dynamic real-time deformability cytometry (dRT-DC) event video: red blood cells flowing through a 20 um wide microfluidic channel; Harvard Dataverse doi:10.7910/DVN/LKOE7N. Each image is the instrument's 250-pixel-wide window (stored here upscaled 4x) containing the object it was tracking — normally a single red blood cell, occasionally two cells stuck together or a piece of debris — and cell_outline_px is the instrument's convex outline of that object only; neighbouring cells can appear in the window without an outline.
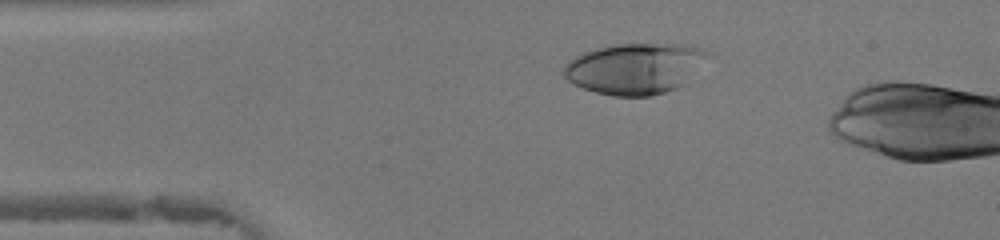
{"species": "human", "species_latin": "Homo sapiens", "temperature_condition": "warm", "stored_images_in_passage": 37, "camera_frame_rate_fps": 3000, "um_per_image_px": 0.085, "donor": {"sex": "female"}, "frame": {"image": 1, "passage_image": 9, "time_ms": 2.667, "image_size_px": [1000, 240], "cell_outline_px": [[712, 52], [684, 84], [676, 88], [664, 92], [648, 96], [612, 96], [596, 92], [572, 84], [564, 76], [564, 64], [568, 60], [584, 52], [596, 48], [616, 44], [684, 44], [700, 48]], "centroid_in_image_um": [53.95, 5.81], "position_along_channel_um": 31.0, "area_um2": 42.6}}
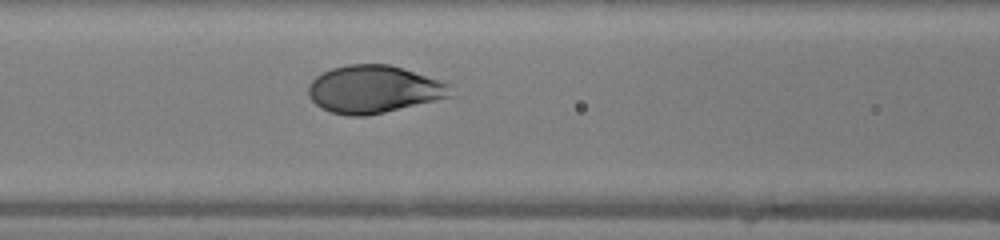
{"frame": {"image": 2, "passage_image": 19, "time_ms": 6.0, "image_size_px": [1000, 240], "cell_outline_px": [[452, 96], [436, 100], [368, 116], [348, 116], [332, 112], [316, 104], [308, 96], [308, 88], [312, 80], [316, 76], [332, 68], [348, 64], [388, 64], [448, 84]], "centroid_in_image_um": [31.71, 7.6], "position_along_channel_um": 134.9, "area_um2": 38.78}}
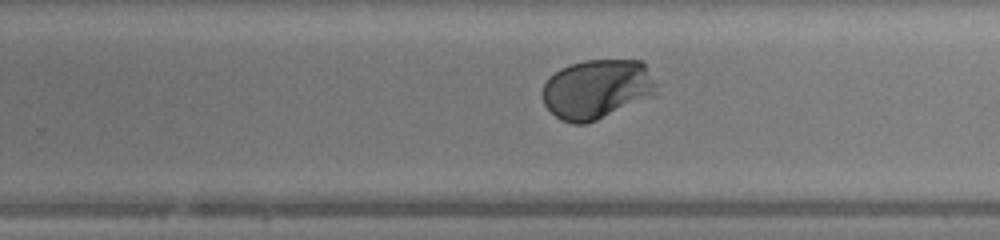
{"frame": {"image": 3, "passage_image": 29, "time_ms": 9.333, "image_size_px": [1000, 240], "cell_outline_px": [[656, 84], [652, 96], [596, 120], [584, 124], [572, 124], [560, 120], [544, 104], [540, 92], [548, 76], [560, 68], [584, 60], [640, 60], [644, 64]], "centroid_in_image_um": [50.66, 7.57], "position_along_channel_um": 279.1, "area_um2": 39.3}, "authors_computed_cell_mechanics": {"area_um2": 40.0554, "velocity_mm_per_s": 4.3418, "shape_relaxation_time_tau1_ms": 2.4418, "shape_relaxation_time_tau2_ms": null, "deformation_change_tau1": 0.2003, "deformation_change_tau2": null}}